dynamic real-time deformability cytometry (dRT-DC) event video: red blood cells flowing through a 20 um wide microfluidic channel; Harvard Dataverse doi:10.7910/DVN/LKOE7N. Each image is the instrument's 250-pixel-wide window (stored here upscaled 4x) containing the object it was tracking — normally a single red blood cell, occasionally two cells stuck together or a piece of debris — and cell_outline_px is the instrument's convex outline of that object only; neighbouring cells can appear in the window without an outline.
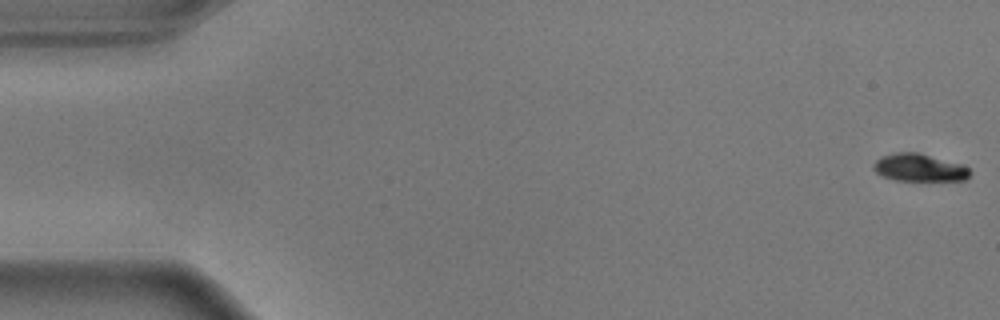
{"species": "common noctule bat (a hibernating species)", "species_latin": "Nyctalus noctula", "temperature_condition": "warm", "stored_images_in_passage": 51, "camera_frame_rate_fps": 3000, "um_per_image_px": 0.085, "animal": {"sex": "male", "body_mass_g": 17.9}, "frame": {"image": 1, "passage_image": 1, "time_ms": 0.0, "image_size_px": [1000, 320], "cell_outline_px": [[972, 172], [964, 180], [896, 180], [880, 176], [872, 168], [872, 164], [880, 156], [896, 152], [916, 152], [960, 164], [968, 168]], "centroid_in_image_um": [78.07, 14.25], "position_along_channel_um": 6.9, "area_um2": 15.37}}
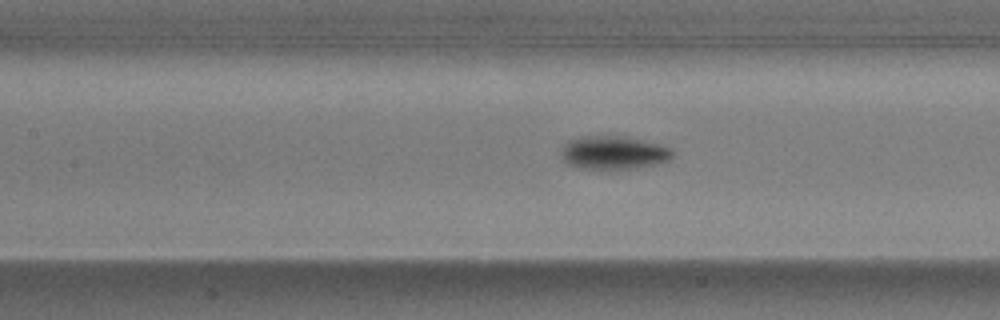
{"frame": {"image": 2, "passage_image": 25, "time_ms": 8.0, "image_size_px": [1000, 320], "cell_outline_px": [[672, 156], [668, 160], [656, 164], [636, 168], [580, 168], [564, 164], [560, 156], [560, 152], [564, 144], [568, 140], [596, 136], [608, 136], [640, 140], [672, 148]], "centroid_in_image_um": [52.09, 13.0], "position_along_channel_um": 155.3, "area_um2": 21.1}}
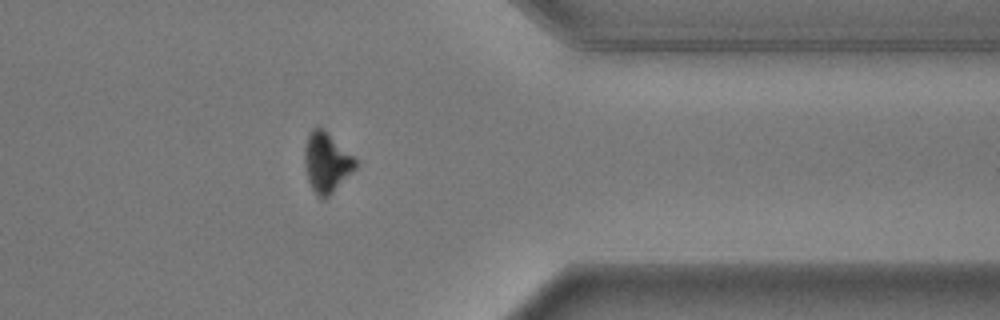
{"frame": {"image": 3, "passage_image": 45, "time_ms": 14.667, "image_size_px": [1000, 320], "cell_outline_px": [[356, 168], [324, 200], [316, 196], [308, 180], [304, 164], [304, 148], [308, 136], [316, 128], [320, 128], [352, 156], [356, 160]], "centroid_in_image_um": [27.72, 13.88], "position_along_channel_um": 383.7, "area_um2": 16.99}}